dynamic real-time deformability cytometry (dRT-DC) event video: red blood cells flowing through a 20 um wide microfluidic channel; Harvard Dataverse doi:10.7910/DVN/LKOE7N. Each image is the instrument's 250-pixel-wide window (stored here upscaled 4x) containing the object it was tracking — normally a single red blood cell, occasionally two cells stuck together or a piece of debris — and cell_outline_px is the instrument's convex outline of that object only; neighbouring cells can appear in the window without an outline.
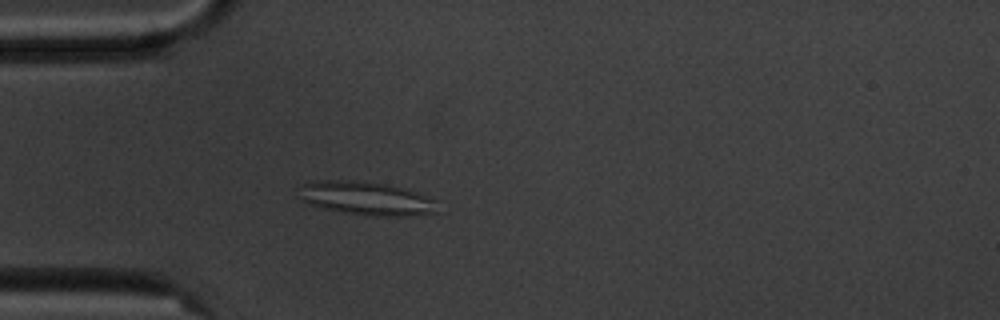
{"species": "common noctule bat (a hibernating species)", "species_latin": "Nyctalus noctula", "temperature_condition": "cold", "stored_images_in_passage": 4, "camera_frame_rate_fps": 3000, "um_per_image_px": 0.085, "animal": {"sex": "male", "body_mass_g": 20.1, "forearm_length_mm": 53.5}, "frame": {"image": 1, "passage_image": 4, "time_ms": 3.667, "image_size_px": [1000, 320], "cell_outline_px": [[436, 212], [408, 216], [376, 216], [344, 212], [324, 208], [308, 204], [296, 196], [304, 184], [308, 180], [352, 180], [384, 184], [416, 192], [428, 196], [436, 200]], "centroid_in_image_um": [31.08, 16.85], "position_along_channel_um": 53.9, "area_um2": 26.93}}